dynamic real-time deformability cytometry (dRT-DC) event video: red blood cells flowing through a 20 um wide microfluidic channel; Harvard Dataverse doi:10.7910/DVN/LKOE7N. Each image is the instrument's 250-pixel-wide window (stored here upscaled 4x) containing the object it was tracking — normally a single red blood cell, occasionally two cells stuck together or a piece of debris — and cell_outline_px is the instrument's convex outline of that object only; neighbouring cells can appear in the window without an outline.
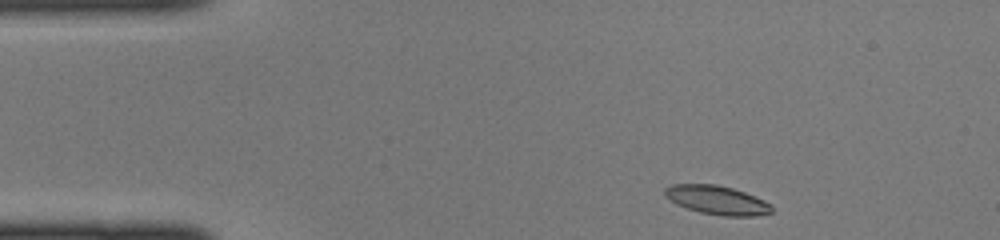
{"species": "common noctule bat (a hibernating species)", "species_latin": "Nyctalus noctula", "temperature_condition": "cold", "stored_images_in_passage": 39, "camera_frame_rate_fps": 3000, "um_per_image_px": 0.085, "animal": {"sex": "female", "body_mass_g": 22.0, "forearm_length_mm": 56.7}, "frame": {"image": 1, "passage_image": 1, "time_ms": 0.0, "image_size_px": [1000, 240], "cell_outline_px": [[772, 212], [756, 216], [724, 216], [700, 212], [676, 204], [664, 196], [664, 188], [672, 184], [716, 184], [732, 188], [744, 192], [764, 200], [772, 204]], "centroid_in_image_um": [60.94, 17.0], "position_along_channel_um": 24.1, "area_um2": 17.98}}
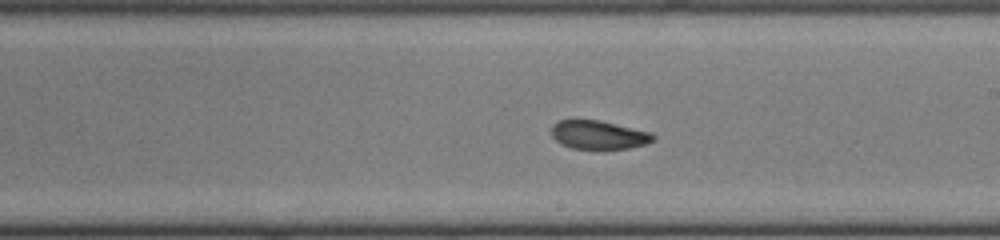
{"frame": {"image": 2, "passage_image": 20, "time_ms": 6.333, "image_size_px": [1000, 240], "cell_outline_px": [[656, 136], [652, 140], [644, 144], [628, 148], [572, 148], [560, 144], [552, 136], [552, 124], [560, 120], [600, 120], [652, 132]], "centroid_in_image_um": [50.87, 11.45], "position_along_channel_um": 238.1, "area_um2": 16.76}}
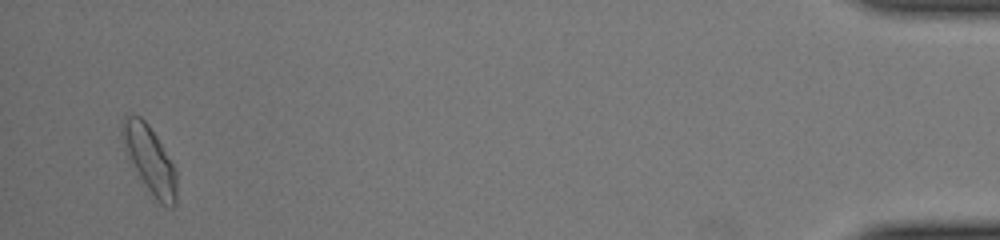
{"frame": {"image": 3, "passage_image": 38, "time_ms": 12.333, "image_size_px": [1000, 240], "cell_outline_px": [[176, 204], [172, 208], [160, 204], [156, 200], [140, 176], [124, 144], [120, 132], [124, 116], [140, 116], [148, 124], [156, 136], [176, 168]], "centroid_in_image_um": [12.77, 13.57], "position_along_channel_um": 422.4, "area_um2": 20.46}}